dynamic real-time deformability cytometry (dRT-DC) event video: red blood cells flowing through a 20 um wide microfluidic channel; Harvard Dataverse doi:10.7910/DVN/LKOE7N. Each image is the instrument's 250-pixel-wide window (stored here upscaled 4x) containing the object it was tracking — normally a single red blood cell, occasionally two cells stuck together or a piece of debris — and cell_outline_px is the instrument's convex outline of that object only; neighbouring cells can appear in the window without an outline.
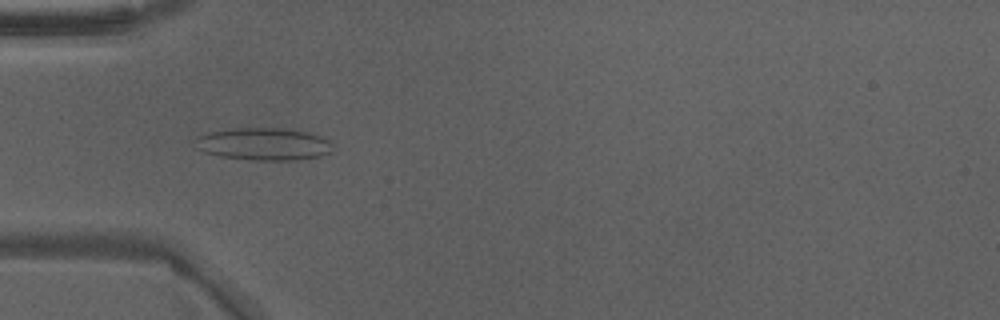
{"species": "Egyptian fruit bat (a non-hibernating species)", "species_latin": "Rousettus aegyptiacus", "temperature_condition": "warm", "stored_images_in_passage": 42, "camera_frame_rate_fps": 3000, "um_per_image_px": 0.085, "animal": {"sex": "male"}, "frame": {"image": 1, "passage_image": 15, "time_ms": 4.667, "image_size_px": [1000, 320], "cell_outline_px": [[332, 152], [320, 156], [296, 160], [256, 160], [220, 156], [204, 152], [196, 148], [188, 140], [208, 132], [236, 128], [280, 128], [312, 132], [328, 140], [332, 144]], "centroid_in_image_um": [22.36, 12.24], "position_along_channel_um": 62.6, "area_um2": 26.36}}
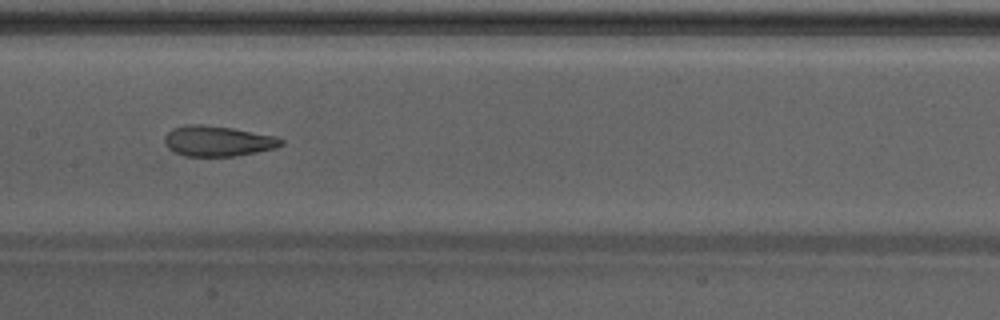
{"frame": {"image": 2, "passage_image": 24, "time_ms": 7.667, "image_size_px": [1000, 320], "cell_outline_px": [[284, 144], [276, 148], [256, 152], [232, 156], [184, 156], [168, 148], [164, 140], [164, 136], [172, 128], [188, 124], [200, 124], [232, 128], [276, 136], [284, 140]], "centroid_in_image_um": [18.51, 11.98], "position_along_channel_um": 188.9, "area_um2": 20.63}}
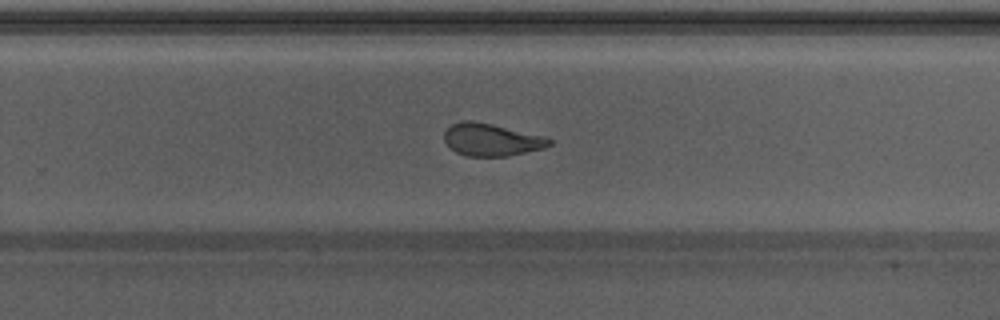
{"frame": {"image": 3, "passage_image": 31, "time_ms": 10.0, "image_size_px": [1000, 320], "cell_outline_px": [[552, 144], [544, 148], [508, 156], [468, 156], [456, 152], [444, 140], [444, 132], [452, 124], [460, 120], [472, 120], [492, 124], [544, 136], [552, 140]], "centroid_in_image_um": [41.77, 11.87], "position_along_channel_um": 288.0, "area_um2": 19.77}, "authors_computed_cell_mechanics": {"area_um2": 22.8888, "velocity_mm_per_s": 4.2664, "shape_relaxation_time_tau1_ms": null, "shape_relaxation_time_tau2_ms": 1.1691, "deformation_change_tau1": null, "deformation_change_tau2": 0.0761}}